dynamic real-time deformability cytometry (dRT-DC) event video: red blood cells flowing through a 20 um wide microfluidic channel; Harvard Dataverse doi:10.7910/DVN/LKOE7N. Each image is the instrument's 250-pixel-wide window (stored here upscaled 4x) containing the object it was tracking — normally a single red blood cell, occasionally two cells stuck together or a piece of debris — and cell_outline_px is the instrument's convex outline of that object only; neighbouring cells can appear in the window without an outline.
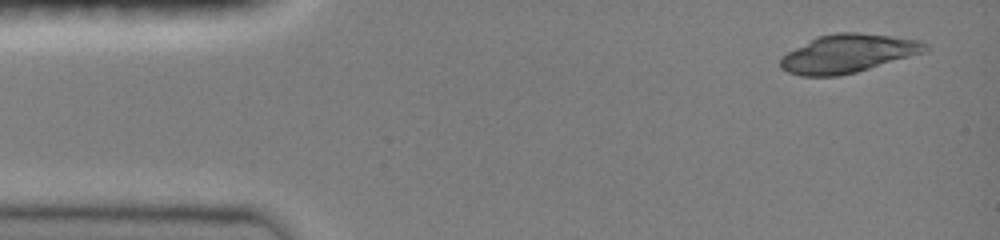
{"species": "common noctule bat (a hibernating species)", "species_latin": "Nyctalus noctula", "temperature_condition": "room temperature", "stored_images_in_passage": 14, "camera_frame_rate_fps": 3000, "um_per_image_px": 0.085, "animal": {"sex": "female", "body_mass_g": 19.0, "forearm_length_mm": 51.5}, "frame": {"image": 1, "passage_image": 1, "time_ms": 0.0, "image_size_px": [1000, 240], "cell_outline_px": [[928, 48], [924, 52], [856, 72], [836, 76], [800, 76], [788, 72], [780, 68], [780, 56], [816, 36], [836, 32], [856, 32], [892, 36], [920, 40], [928, 44]], "centroid_in_image_um": [72.03, 4.54], "position_along_channel_um": 13.0, "area_um2": 32.37}}